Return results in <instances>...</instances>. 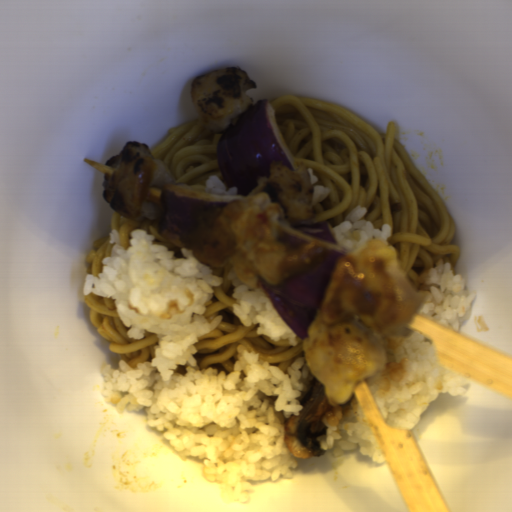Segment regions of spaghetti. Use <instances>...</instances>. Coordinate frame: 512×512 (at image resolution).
Wrapping results in <instances>:
<instances>
[{
  "mask_svg": "<svg viewBox=\"0 0 512 512\" xmlns=\"http://www.w3.org/2000/svg\"><path fill=\"white\" fill-rule=\"evenodd\" d=\"M279 135L295 169L303 165L329 190L303 222L339 227L357 206L363 220L389 225L407 281L419 292L423 274L440 259L452 265L461 253L456 222L439 191L412 161L388 122L385 133L348 109L296 94L271 103Z\"/></svg>",
  "mask_w": 512,
  "mask_h": 512,
  "instance_id": "spaghetti-1",
  "label": "spaghetti"
},
{
  "mask_svg": "<svg viewBox=\"0 0 512 512\" xmlns=\"http://www.w3.org/2000/svg\"><path fill=\"white\" fill-rule=\"evenodd\" d=\"M230 262L213 267V273L221 281L213 287L214 293L205 309L207 319L223 315L216 329L199 339L194 345V356L198 368L213 367L218 371L232 370L240 344L250 352L261 354L263 359L281 371L287 370L298 358L305 357L302 342L292 346L285 340L274 341L265 334H256L255 326L246 327L234 314L236 289L229 278Z\"/></svg>",
  "mask_w": 512,
  "mask_h": 512,
  "instance_id": "spaghetti-2",
  "label": "spaghetti"
},
{
  "mask_svg": "<svg viewBox=\"0 0 512 512\" xmlns=\"http://www.w3.org/2000/svg\"><path fill=\"white\" fill-rule=\"evenodd\" d=\"M224 131L211 132L196 116L171 131L150 153L167 167L174 185L187 183L192 189L205 192L211 176L227 185L218 161V145Z\"/></svg>",
  "mask_w": 512,
  "mask_h": 512,
  "instance_id": "spaghetti-3",
  "label": "spaghetti"
},
{
  "mask_svg": "<svg viewBox=\"0 0 512 512\" xmlns=\"http://www.w3.org/2000/svg\"><path fill=\"white\" fill-rule=\"evenodd\" d=\"M83 303L87 307L91 323L108 343L117 363L124 360L131 367L140 362L151 361L158 345L157 334L147 331L141 339L128 336L126 327L121 320L115 299L97 296L91 291L84 294Z\"/></svg>",
  "mask_w": 512,
  "mask_h": 512,
  "instance_id": "spaghetti-4",
  "label": "spaghetti"
},
{
  "mask_svg": "<svg viewBox=\"0 0 512 512\" xmlns=\"http://www.w3.org/2000/svg\"><path fill=\"white\" fill-rule=\"evenodd\" d=\"M162 216L155 219H144L142 221H135L126 219L116 210H112L111 215V231L116 229L120 239V248L129 250L132 248L129 240L131 232L134 230H145L149 235H154L155 239L152 241L153 244H162L167 250H173L174 257L178 259H184L181 247L175 246L168 240L162 237L160 232Z\"/></svg>",
  "mask_w": 512,
  "mask_h": 512,
  "instance_id": "spaghetti-5",
  "label": "spaghetti"
},
{
  "mask_svg": "<svg viewBox=\"0 0 512 512\" xmlns=\"http://www.w3.org/2000/svg\"><path fill=\"white\" fill-rule=\"evenodd\" d=\"M113 247L109 236H104L95 241L91 250L86 254V262L89 263V274L97 276L102 273L104 258L111 257Z\"/></svg>",
  "mask_w": 512,
  "mask_h": 512,
  "instance_id": "spaghetti-6",
  "label": "spaghetti"
}]
</instances>
